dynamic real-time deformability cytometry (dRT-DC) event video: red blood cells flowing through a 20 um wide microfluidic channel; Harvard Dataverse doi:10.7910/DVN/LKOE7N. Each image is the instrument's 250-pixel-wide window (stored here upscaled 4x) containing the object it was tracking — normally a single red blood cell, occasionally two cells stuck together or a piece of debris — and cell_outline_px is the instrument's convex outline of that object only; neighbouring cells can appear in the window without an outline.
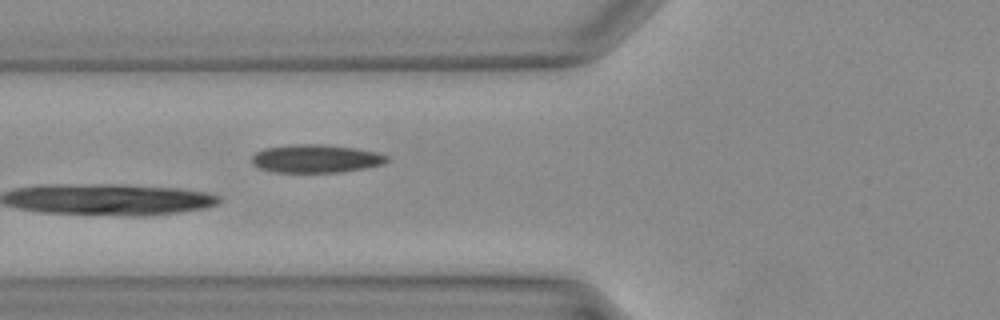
{"species": "Egyptian fruit bat (a non-hibernating species)", "species_latin": "Rousettus aegyptiacus", "temperature_condition": "warm", "stored_images_in_passage": 14, "camera_frame_rate_fps": 3000, "um_per_image_px": 0.085, "animal": {"sex": "female"}, "frame": {"image": 1, "passage_image": 14, "time_ms": 4.333, "image_size_px": [1000, 320], "cell_outline_px": [[388, 160], [384, 164], [364, 168], [340, 172], [276, 172], [260, 168], [252, 164], [252, 156], [256, 152], [264, 148], [296, 144], [324, 144], [356, 148], [376, 152], [388, 156]], "centroid_in_image_um": [26.85, 13.48], "position_along_channel_um": 98.9, "area_um2": 22.14}}